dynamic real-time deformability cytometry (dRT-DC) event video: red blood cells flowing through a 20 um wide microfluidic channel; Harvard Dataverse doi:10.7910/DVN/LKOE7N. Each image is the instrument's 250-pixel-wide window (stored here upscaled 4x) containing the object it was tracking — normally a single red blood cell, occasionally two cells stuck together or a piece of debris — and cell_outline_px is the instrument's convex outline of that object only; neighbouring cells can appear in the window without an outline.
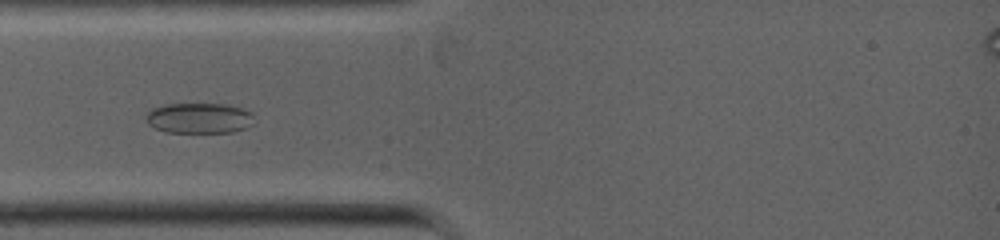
{"species": "common noctule bat (a hibernating species)", "species_latin": "Nyctalus noctula", "temperature_condition": "warm", "stored_images_in_passage": 16, "camera_frame_rate_fps": 5000, "um_per_image_px": 0.085, "animal": {"sex": "female", "body_mass_g": 19.0, "forearm_length_mm": 53.3}, "frame": {"image": 1, "passage_image": 6, "time_ms": 1.8, "image_size_px": [1000, 240], "cell_outline_px": [[252, 124], [248, 128], [232, 132], [164, 132], [148, 124], [144, 116], [152, 108], [164, 104], [228, 104], [252, 112]], "centroid_in_image_um": [16.91, 10.04], "position_along_channel_um": 68.1, "area_um2": 19.31}}
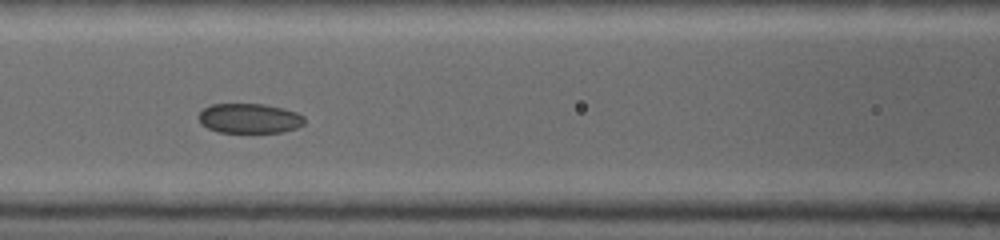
{"frame": {"image": 2, "passage_image": 10, "time_ms": 3.4, "image_size_px": [1000, 240], "cell_outline_px": [[304, 124], [296, 128], [284, 132], [220, 132], [208, 128], [200, 124], [196, 116], [204, 108], [212, 104], [264, 104], [284, 108], [296, 112], [304, 116]], "centroid_in_image_um": [21.19, 10.06], "position_along_channel_um": 145.4, "area_um2": 18.5}}
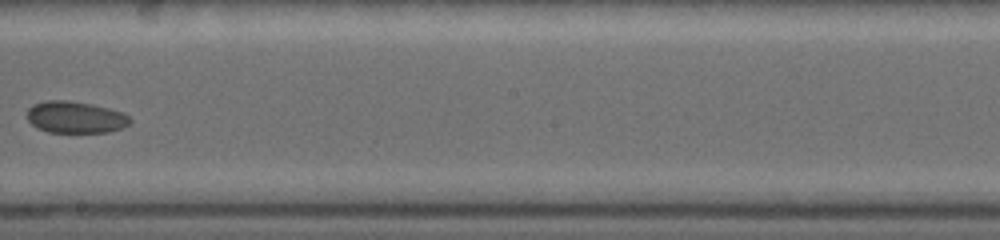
{"frame": {"image": 3, "passage_image": 15, "time_ms": 5.4, "image_size_px": [1000, 240], "cell_outline_px": [[132, 120], [128, 124], [120, 128], [108, 132], [48, 132], [36, 128], [28, 120], [28, 108], [32, 104], [44, 100], [68, 100], [92, 104], [108, 108], [120, 112], [128, 116]], "centroid_in_image_um": [6.36, 9.95], "position_along_channel_um": 241.8, "area_um2": 19.02}}